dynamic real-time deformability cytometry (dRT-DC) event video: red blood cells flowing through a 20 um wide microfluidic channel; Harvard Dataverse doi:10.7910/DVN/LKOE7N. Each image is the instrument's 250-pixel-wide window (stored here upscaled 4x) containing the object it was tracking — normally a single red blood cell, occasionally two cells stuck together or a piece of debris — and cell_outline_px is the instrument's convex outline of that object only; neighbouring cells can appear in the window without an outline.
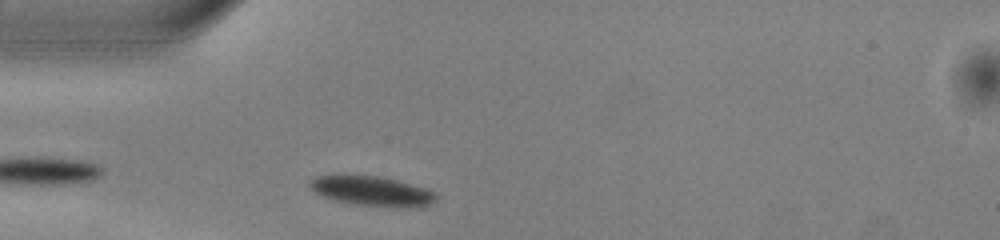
{"species": "common noctule bat (a hibernating species)", "species_latin": "Nyctalus noctula", "temperature_condition": "warm", "stored_images_in_passage": 19, "camera_frame_rate_fps": 3000, "um_per_image_px": 0.085, "animal": {"sex": "male", "body_mass_g": 13.0, "forearm_length_mm": 53.1}, "frame": {"image": 1, "passage_image": 2, "time_ms": 0.333, "image_size_px": [1000, 240], "cell_outline_px": [[436, 200], [424, 208], [420, 208], [360, 204], [332, 200], [316, 192], [308, 184], [308, 180], [316, 176], [336, 172], [344, 172], [380, 176], [396, 180], [424, 188], [432, 192], [436, 196]], "centroid_in_image_um": [31.52, 16.18], "position_along_channel_um": 53.5, "area_um2": 22.37}}
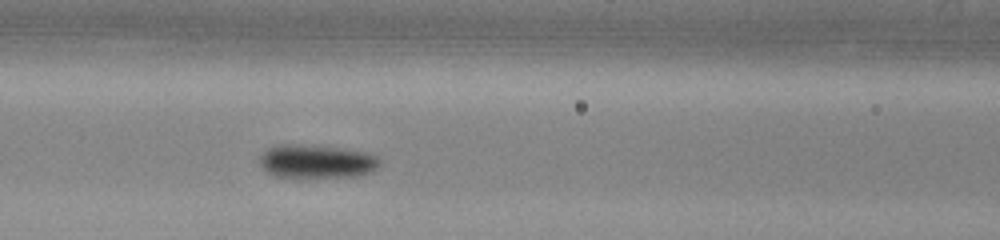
{"frame": {"image": 2, "passage_image": 9, "time_ms": 2.667, "image_size_px": [1000, 240], "cell_outline_px": [[380, 164], [372, 172], [356, 176], [276, 176], [268, 172], [260, 164], [260, 156], [268, 148], [276, 144], [292, 144], [336, 148], [364, 152], [376, 156], [380, 160]], "centroid_in_image_um": [26.9, 13.71], "position_along_channel_um": 139.7, "area_um2": 22.77}}
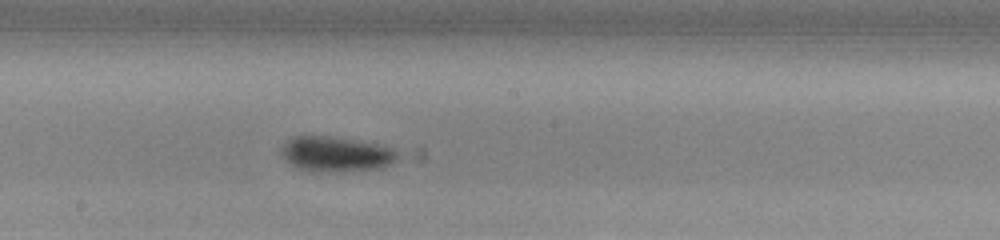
{"frame": {"image": 3, "passage_image": 15, "time_ms": 4.667, "image_size_px": [1000, 240], "cell_outline_px": [[400, 156], [396, 160], [380, 168], [340, 172], [320, 172], [296, 168], [284, 160], [280, 152], [280, 148], [288, 140], [296, 136], [324, 136], [356, 140], [380, 144], [396, 148], [400, 152]], "centroid_in_image_um": [28.58, 13.11], "position_along_channel_um": 219.6, "area_um2": 24.16}}